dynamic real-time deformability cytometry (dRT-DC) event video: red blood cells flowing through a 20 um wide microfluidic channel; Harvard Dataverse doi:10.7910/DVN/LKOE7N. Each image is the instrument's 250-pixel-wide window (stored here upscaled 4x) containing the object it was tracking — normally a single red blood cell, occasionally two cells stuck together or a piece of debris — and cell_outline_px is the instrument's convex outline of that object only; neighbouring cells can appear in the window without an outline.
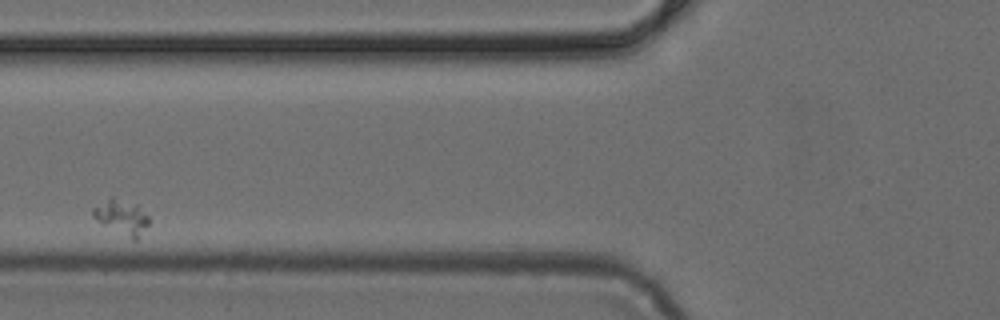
{"species": "common noctule bat (a hibernating species)", "species_latin": "Nyctalus noctula", "temperature_condition": "cold", "stored_images_in_passage": 4, "camera_frame_rate_fps": 3000, "um_per_image_px": 0.085, "animal": {"sex": "female", "body_mass_g": 24.6, "forearm_length_mm": 56.2}, "frame": {"image": 1, "passage_image": 2, "time_ms": 0.333, "image_size_px": [1000, 320], "cell_outline_px": [[148, 224], [136, 240], [132, 240], [104, 224], [92, 216], [92, 208], [112, 196], [136, 204], [148, 216]], "centroid_in_image_um": [10.34, 18.43], "position_along_channel_um": 115.5, "area_um2": 10.98}}
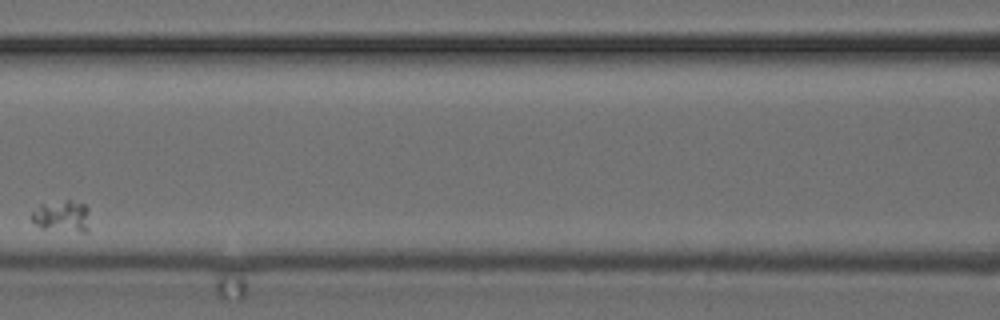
{"frame": {"image": 2, "passage_image": 3, "time_ms": 0.667, "image_size_px": [1000, 320], "cell_outline_px": [[88, 232], [80, 232], [40, 228], [28, 216], [40, 204], [68, 200], [84, 204], [88, 208]], "centroid_in_image_um": [5.25, 18.38], "position_along_channel_um": 161.4, "area_um2": 10.75}}
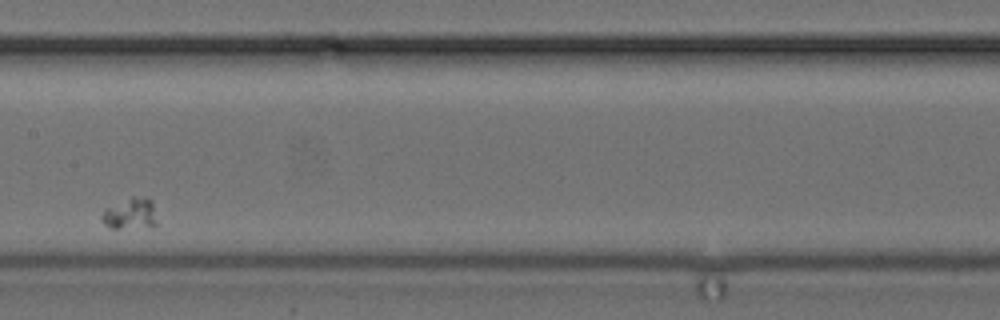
{"frame": {"image": 3, "passage_image": 4, "time_ms": 1.0, "image_size_px": [1000, 320], "cell_outline_px": [[156, 224], [152, 228], [112, 228], [104, 224], [100, 220], [100, 216], [104, 208], [132, 196], [152, 200], [156, 220]], "centroid_in_image_um": [11.04, 18.19], "position_along_channel_um": 196.4, "area_um2": 10.23}}